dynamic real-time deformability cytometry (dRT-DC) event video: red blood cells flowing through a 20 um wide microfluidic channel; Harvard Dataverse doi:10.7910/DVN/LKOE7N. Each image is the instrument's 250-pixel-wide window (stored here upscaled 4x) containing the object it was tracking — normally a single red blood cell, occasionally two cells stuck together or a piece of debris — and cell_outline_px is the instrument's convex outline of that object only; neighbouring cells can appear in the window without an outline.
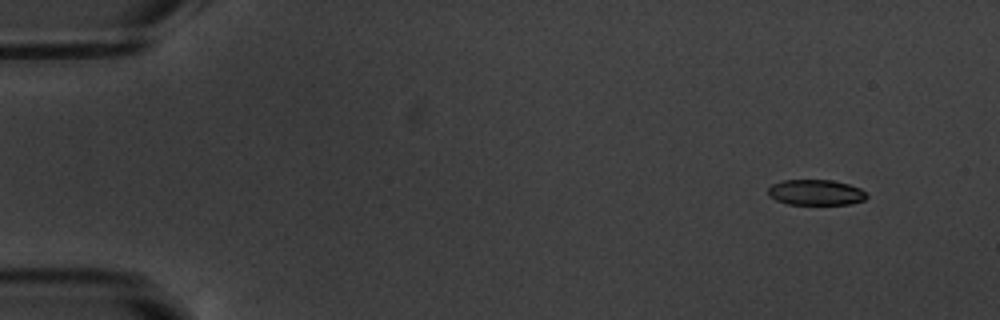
{"species": "common noctule bat (a hibernating species)", "species_latin": "Nyctalus noctula", "temperature_condition": "warm", "stored_images_in_passage": 5, "camera_frame_rate_fps": 3000, "um_per_image_px": 0.085, "animal": {"sex": "male", "body_mass_g": 20.1, "forearm_length_mm": 53.5}, "frame": {"image": 1, "passage_image": 1, "time_ms": 0.0, "image_size_px": [1000, 320], "cell_outline_px": [[868, 196], [864, 200], [848, 204], [788, 204], [776, 200], [768, 192], [768, 188], [772, 184], [784, 180], [832, 180], [848, 184], [860, 188]], "centroid_in_image_um": [69.35, 16.35], "position_along_channel_um": 15.7, "area_um2": 14.51}}
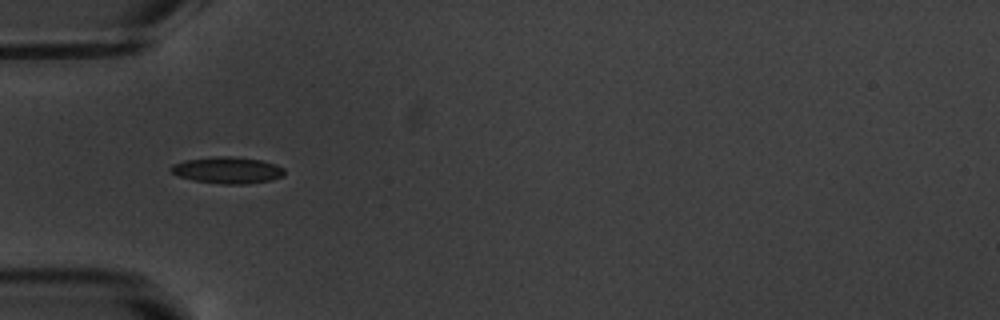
{"frame": {"image": 2, "passage_image": 5, "time_ms": 4.667, "image_size_px": [1000, 320], "cell_outline_px": [[284, 176], [272, 180], [248, 184], [224, 184], [192, 180], [180, 176], [172, 172], [168, 168], [172, 164], [184, 160], [216, 156], [228, 156], [260, 160], [284, 168]], "centroid_in_image_um": [19.32, 14.47], "position_along_channel_um": 65.7, "area_um2": 17.51}}